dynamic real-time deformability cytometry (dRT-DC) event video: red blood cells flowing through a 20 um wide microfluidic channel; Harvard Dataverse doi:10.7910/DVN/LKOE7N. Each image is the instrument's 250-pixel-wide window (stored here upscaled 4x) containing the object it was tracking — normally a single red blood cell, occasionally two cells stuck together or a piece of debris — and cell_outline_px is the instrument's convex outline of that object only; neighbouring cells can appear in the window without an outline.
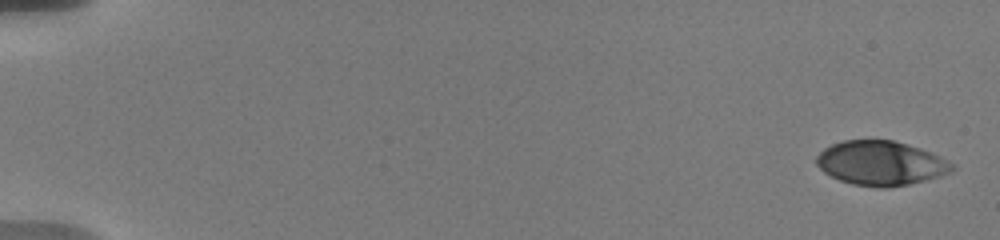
{"species": "human", "species_latin": "Homo sapiens", "temperature_condition": "warm", "stored_images_in_passage": 14, "camera_frame_rate_fps": 3000, "um_per_image_px": 0.085, "donor": {"sex": "male"}, "frame": {"image": 1, "passage_image": 1, "time_ms": 0.0, "image_size_px": [1000, 240], "cell_outline_px": [[956, 168], [952, 172], [940, 176], [908, 184], [888, 188], [880, 188], [852, 184], [840, 180], [824, 172], [816, 164], [816, 156], [824, 148], [832, 144], [844, 140], [892, 140], [908, 144], [920, 148], [952, 164]], "centroid_in_image_um": [74.84, 13.87], "position_along_channel_um": 10.2, "area_um2": 34.8}}
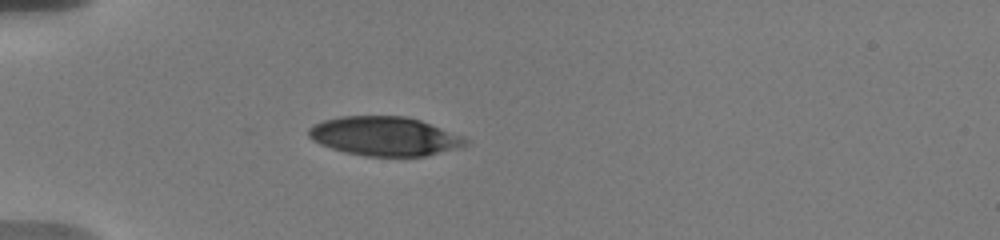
{"frame": {"image": 2, "passage_image": 10, "time_ms": 5.333, "image_size_px": [1000, 240], "cell_outline_px": [[468, 144], [456, 148], [424, 156], [364, 156], [344, 152], [320, 144], [312, 140], [308, 136], [308, 128], [312, 124], [324, 120], [340, 116], [404, 116], [420, 120], [464, 136], [468, 140]], "centroid_in_image_um": [32.66, 11.57], "position_along_channel_um": 52.3, "area_um2": 35.72}}
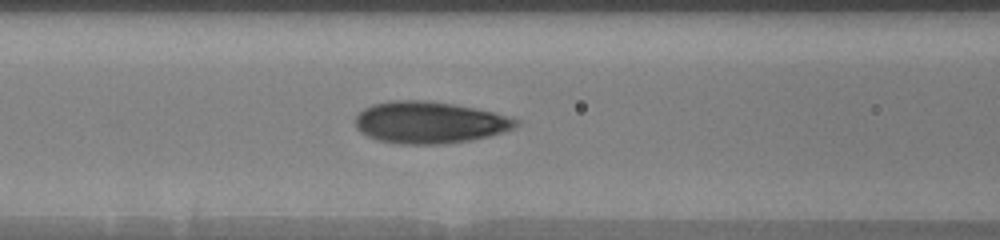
{"frame": {"image": 3, "passage_image": 14, "time_ms": 8.0, "image_size_px": [1000, 240], "cell_outline_px": [[520, 124], [504, 132], [472, 140], [444, 144], [396, 144], [376, 140], [360, 132], [356, 128], [356, 116], [364, 108], [372, 104], [392, 100], [424, 100], [452, 104], [492, 112], [520, 120]], "centroid_in_image_um": [36.48, 10.42], "position_along_channel_um": 130.1, "area_um2": 39.13}}